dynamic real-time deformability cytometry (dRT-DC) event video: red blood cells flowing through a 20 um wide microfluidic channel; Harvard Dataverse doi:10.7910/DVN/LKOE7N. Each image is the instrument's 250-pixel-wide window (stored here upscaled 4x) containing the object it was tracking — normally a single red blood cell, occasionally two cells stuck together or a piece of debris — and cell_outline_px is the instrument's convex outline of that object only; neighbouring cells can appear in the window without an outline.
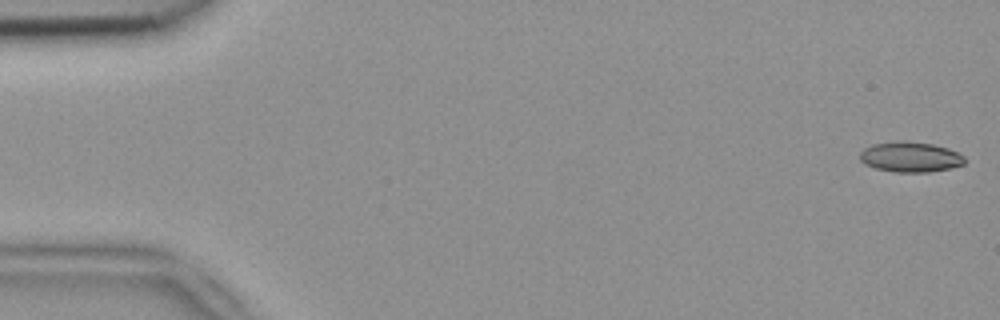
{"species": "common noctule bat (a hibernating species)", "species_latin": "Nyctalus noctula", "temperature_condition": "room temperature", "stored_images_in_passage": 6, "camera_frame_rate_fps": 3000, "um_per_image_px": 0.085, "animal": {"sex": "female", "body_mass_g": 18.4}, "frame": {"image": 1, "passage_image": 1, "time_ms": 0.0, "image_size_px": [1000, 320], "cell_outline_px": [[964, 164], [948, 168], [928, 172], [896, 172], [876, 168], [864, 164], [860, 160], [860, 152], [864, 148], [872, 144], [904, 140], [932, 144], [948, 148], [964, 156]], "centroid_in_image_um": [77.35, 13.33], "position_along_channel_um": 7.7, "area_um2": 18.38}}